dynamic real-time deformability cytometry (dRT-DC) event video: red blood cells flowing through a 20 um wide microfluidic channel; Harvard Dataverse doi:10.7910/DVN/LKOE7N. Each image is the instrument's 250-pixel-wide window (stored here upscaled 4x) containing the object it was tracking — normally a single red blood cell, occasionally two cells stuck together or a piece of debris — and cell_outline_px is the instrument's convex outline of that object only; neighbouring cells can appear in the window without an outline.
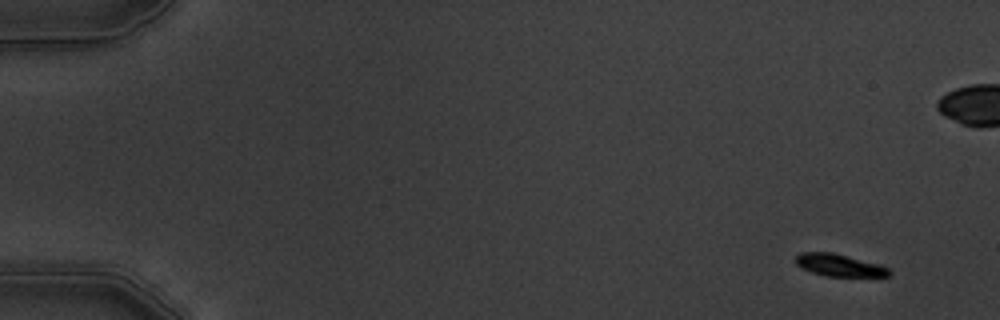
{"species": "common noctule bat (a hibernating species)", "species_latin": "Nyctalus noctula", "temperature_condition": "warm", "stored_images_in_passage": 6, "camera_frame_rate_fps": 3000, "um_per_image_px": 0.085, "animal": {"sex": "male", "body_mass_g": 19.5, "forearm_length_mm": 54.6}, "frame": {"image": 1, "passage_image": 1, "time_ms": 0.0, "image_size_px": [1000, 320], "cell_outline_px": [[892, 272], [888, 276], [824, 276], [812, 272], [796, 264], [796, 256], [800, 252], [832, 252], [880, 264], [888, 268]], "centroid_in_image_um": [71.35, 22.53], "position_along_channel_um": 13.6, "area_um2": 12.02}}